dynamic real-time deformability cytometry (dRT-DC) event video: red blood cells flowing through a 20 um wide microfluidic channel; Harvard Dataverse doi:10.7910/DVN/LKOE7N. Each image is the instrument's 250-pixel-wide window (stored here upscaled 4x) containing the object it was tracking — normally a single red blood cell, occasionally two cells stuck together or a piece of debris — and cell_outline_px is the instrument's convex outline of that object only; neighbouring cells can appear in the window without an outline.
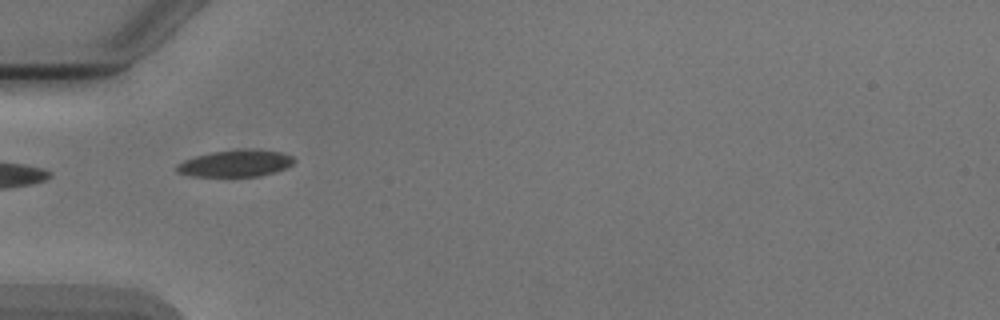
{"species": "Egyptian fruit bat (a non-hibernating species)", "species_latin": "Rousettus aegyptiacus", "temperature_condition": "cold", "stored_images_in_passage": 4, "camera_frame_rate_fps": 3000, "um_per_image_px": 0.085, "animal": {"sex": "male"}, "frame": {"image": 1, "passage_image": 1, "time_ms": 0.0, "image_size_px": [1000, 320], "cell_outline_px": [[296, 160], [288, 168], [260, 176], [192, 176], [176, 172], [176, 168], [184, 160], [196, 156], [212, 152], [244, 148], [280, 152], [292, 156]], "centroid_in_image_um": [20.06, 13.88], "position_along_channel_um": 64.9, "area_um2": 18.26}}
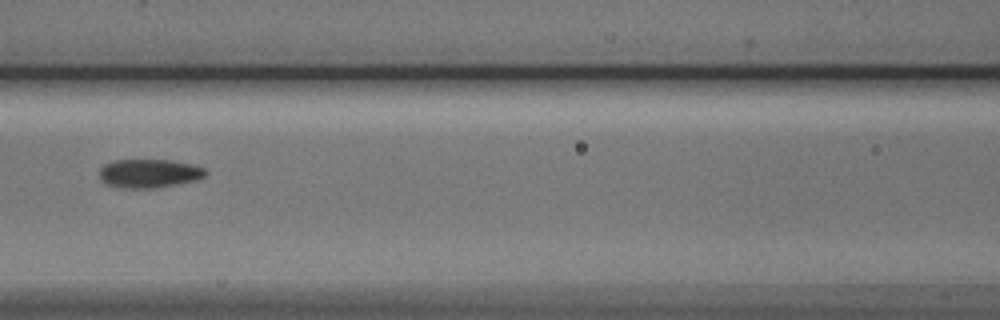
{"frame": {"image": 2, "passage_image": 3, "time_ms": 2.333, "image_size_px": [1000, 320], "cell_outline_px": [[208, 172], [204, 176], [196, 180], [152, 188], [124, 188], [108, 184], [100, 176], [100, 168], [104, 164], [112, 160], [172, 160], [192, 164], [204, 168]], "centroid_in_image_um": [12.69, 14.72], "position_along_channel_um": 153.9, "area_um2": 17.51}}
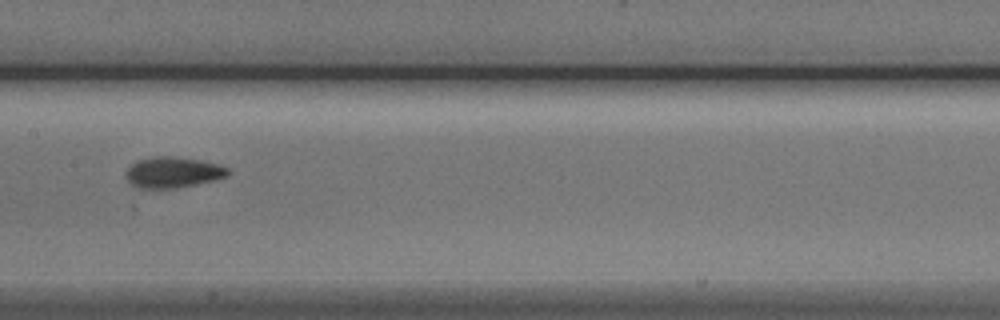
{"frame": {"image": 3, "passage_image": 4, "time_ms": 3.333, "image_size_px": [1000, 320], "cell_outline_px": [[228, 176], [196, 184], [176, 188], [136, 188], [128, 180], [128, 168], [132, 164], [140, 160], [156, 156], [168, 156], [200, 160], [216, 164], [228, 168]], "centroid_in_image_um": [14.71, 14.65], "position_along_channel_um": 192.7, "area_um2": 17.86}}